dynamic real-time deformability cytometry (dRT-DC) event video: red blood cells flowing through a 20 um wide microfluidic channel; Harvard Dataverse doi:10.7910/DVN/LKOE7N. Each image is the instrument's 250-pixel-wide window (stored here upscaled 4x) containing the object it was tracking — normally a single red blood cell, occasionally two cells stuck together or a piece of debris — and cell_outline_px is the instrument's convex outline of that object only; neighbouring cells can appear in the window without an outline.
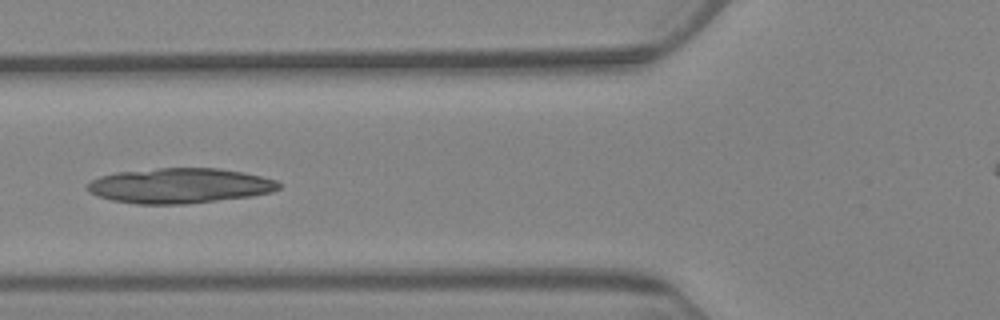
{"species": "Egyptian fruit bat (a non-hibernating species)", "species_latin": "Rousettus aegyptiacus", "temperature_condition": "warm", "stored_images_in_passage": 8, "camera_frame_rate_fps": 3000, "um_per_image_px": 0.085, "animal": {"sex": "female"}, "frame": {"image": 1, "passage_image": 5, "time_ms": 5.0, "image_size_px": [1000, 320], "cell_outline_px": [[280, 188], [272, 192], [252, 196], [184, 204], [136, 204], [112, 200], [88, 192], [88, 184], [92, 180], [100, 176], [116, 172], [156, 168], [220, 168], [244, 172], [276, 180], [280, 184]], "centroid_in_image_um": [15.28, 15.78], "position_along_channel_um": 110.5, "area_um2": 39.13}}
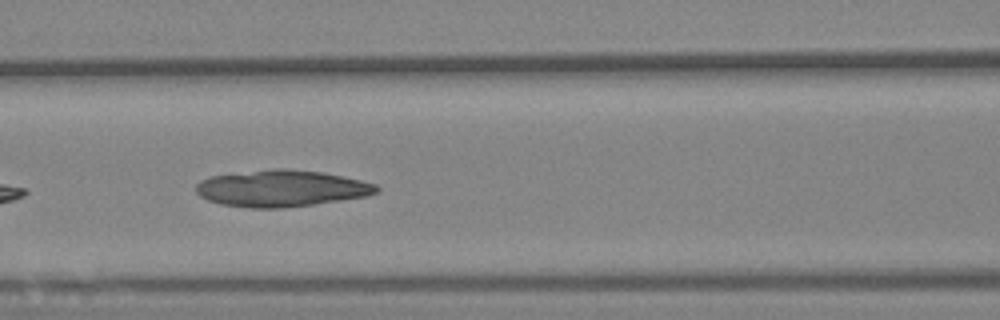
{"frame": {"image": 2, "passage_image": 6, "time_ms": 6.0, "image_size_px": [1000, 320], "cell_outline_px": [[380, 188], [376, 192], [368, 196], [312, 204], [280, 208], [248, 208], [220, 204], [208, 200], [200, 196], [196, 192], [196, 184], [200, 180], [212, 176], [272, 168], [280, 168], [324, 172], [344, 176], [376, 184]], "centroid_in_image_um": [23.91, 16.01], "position_along_channel_um": 142.7, "area_um2": 38.44}}
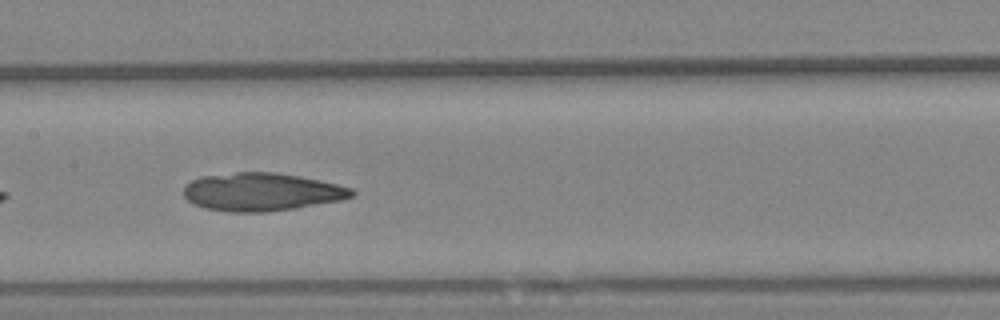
{"frame": {"image": 3, "passage_image": 7, "time_ms": 7.333, "image_size_px": [1000, 320], "cell_outline_px": [[356, 192], [352, 196], [344, 200], [296, 208], [268, 212], [228, 212], [204, 208], [192, 204], [184, 196], [184, 184], [200, 176], [236, 172], [276, 172], [300, 176], [320, 180], [352, 188]], "centroid_in_image_um": [22.23, 16.31], "position_along_channel_um": 185.2, "area_um2": 37.69}}